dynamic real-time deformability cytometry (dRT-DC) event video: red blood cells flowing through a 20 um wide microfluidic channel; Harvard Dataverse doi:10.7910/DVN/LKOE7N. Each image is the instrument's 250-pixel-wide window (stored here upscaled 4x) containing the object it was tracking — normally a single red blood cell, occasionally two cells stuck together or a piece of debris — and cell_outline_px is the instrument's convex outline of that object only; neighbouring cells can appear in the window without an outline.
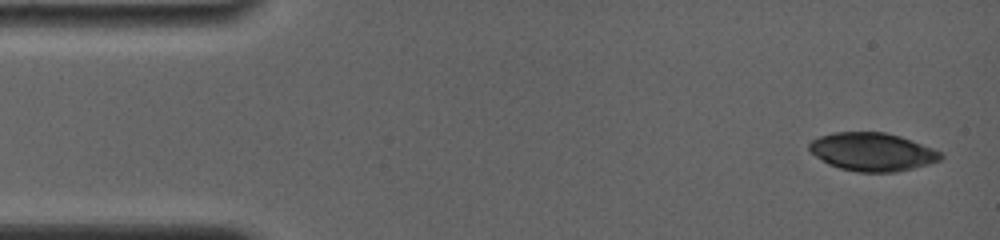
{"species": "common noctule bat (a hibernating species)", "species_latin": "Nyctalus noctula", "temperature_condition": "room temperature", "stored_images_in_passage": 5, "camera_frame_rate_fps": 4000, "um_per_image_px": 0.085, "animal": {"sex": "female", "body_mass_g": 19.0, "forearm_length_mm": 56.7}, "frame": {"image": 1, "passage_image": 1, "time_ms": 0.0, "image_size_px": [1000, 240], "cell_outline_px": [[944, 156], [940, 160], [928, 164], [896, 172], [860, 172], [840, 168], [828, 164], [816, 156], [808, 148], [808, 144], [812, 140], [820, 136], [832, 132], [884, 132], [900, 136], [932, 148], [940, 152]], "centroid_in_image_um": [74.13, 12.9], "position_along_channel_um": 10.9, "area_um2": 29.07}}